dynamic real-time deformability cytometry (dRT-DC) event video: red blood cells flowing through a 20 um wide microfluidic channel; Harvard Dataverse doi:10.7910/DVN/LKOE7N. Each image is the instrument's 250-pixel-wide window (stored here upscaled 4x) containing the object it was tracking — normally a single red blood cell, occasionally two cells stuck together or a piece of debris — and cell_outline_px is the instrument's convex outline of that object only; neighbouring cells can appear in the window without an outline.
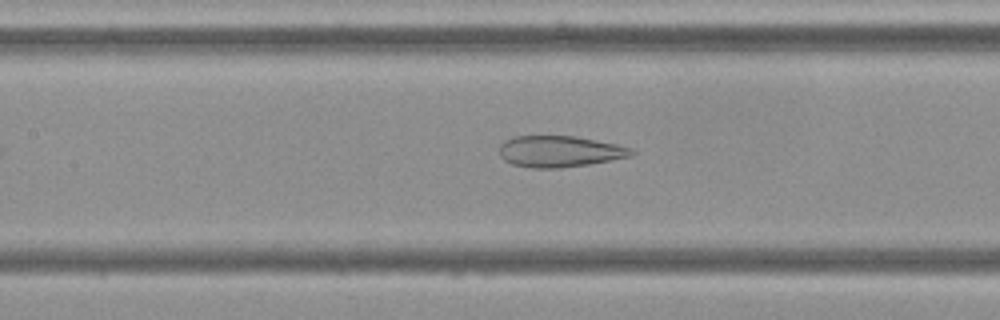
{"species": "Egyptian fruit bat (a non-hibernating species)", "species_latin": "Rousettus aegyptiacus", "temperature_condition": "cold", "stored_images_in_passage": 36, "camera_frame_rate_fps": 3000, "um_per_image_px": 0.085, "frame": {"image": 1, "passage_image": 12, "time_ms": 3.667, "image_size_px": [1000, 320], "cell_outline_px": [[636, 152], [632, 156], [588, 164], [560, 168], [532, 168], [512, 164], [504, 160], [500, 156], [500, 144], [504, 140], [512, 136], [576, 136], [620, 144], [632, 148]], "centroid_in_image_um": [47.58, 12.86], "position_along_channel_um": 159.8, "area_um2": 24.33}}
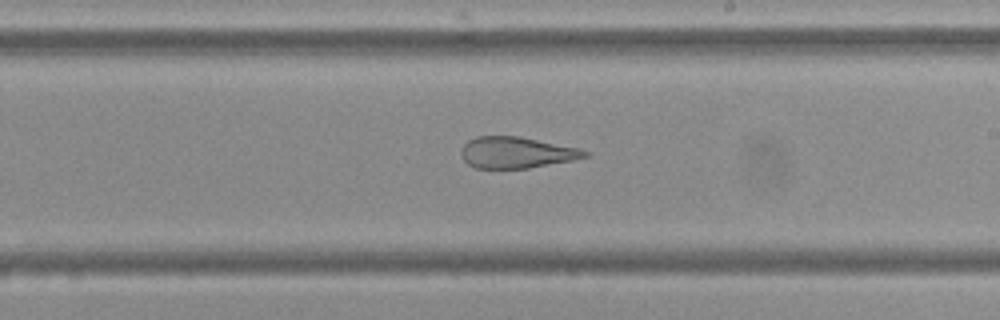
{"frame": {"image": 2, "passage_image": 19, "time_ms": 6.0, "image_size_px": [1000, 320], "cell_outline_px": [[592, 156], [572, 160], [528, 168], [476, 168], [468, 164], [464, 160], [460, 152], [460, 148], [468, 140], [476, 136], [520, 136], [580, 148], [592, 152]], "centroid_in_image_um": [43.93, 12.95], "position_along_channel_um": 245.1, "area_um2": 22.77}}
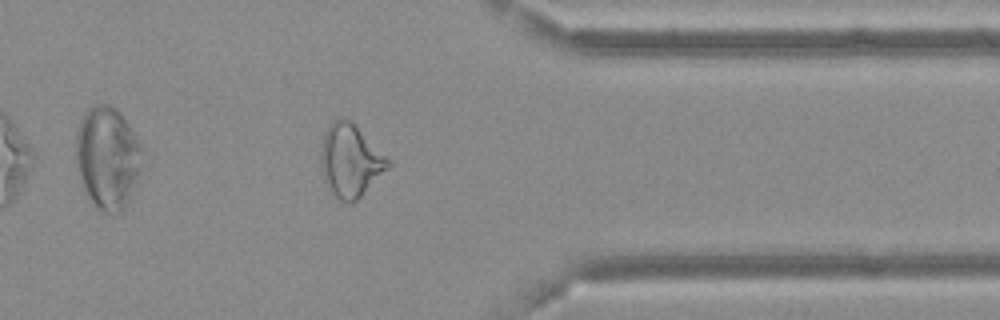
{"frame": {"image": 3, "passage_image": 31, "time_ms": 10.0, "image_size_px": [1000, 320], "cell_outline_px": [[392, 164], [352, 204], [348, 204], [340, 200], [332, 192], [324, 180], [320, 164], [320, 152], [324, 132], [328, 124], [332, 120], [340, 116], [348, 120], [392, 160]], "centroid_in_image_um": [29.76, 13.64], "position_along_channel_um": 381.6, "area_um2": 28.32}, "authors_computed_cell_mechanics": {"area_um2": 25.1141, "velocity_mm_per_s": 3.6657, "shape_relaxation_time_tau1_ms": null, "shape_relaxation_time_tau2_ms": 2.5283, "deformation_change_tau1": null, "deformation_change_tau2": 0.1223}}